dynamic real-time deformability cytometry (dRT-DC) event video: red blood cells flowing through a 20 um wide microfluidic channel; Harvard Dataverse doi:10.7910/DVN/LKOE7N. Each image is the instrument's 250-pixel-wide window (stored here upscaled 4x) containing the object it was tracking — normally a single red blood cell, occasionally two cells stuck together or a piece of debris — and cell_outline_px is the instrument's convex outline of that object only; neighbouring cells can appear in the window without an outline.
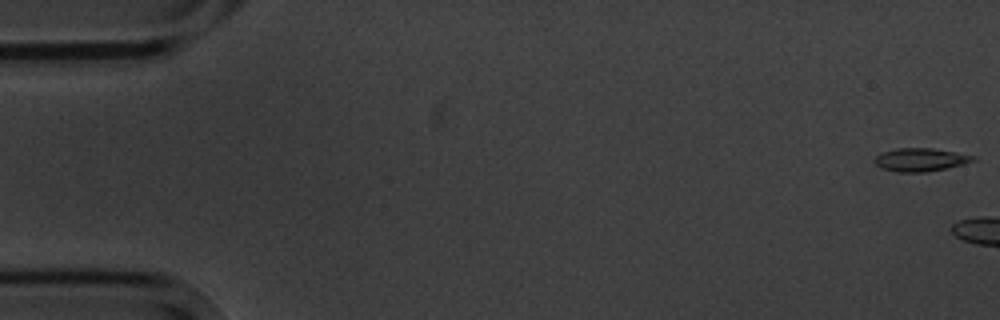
{"species": "common noctule bat (a hibernating species)", "species_latin": "Nyctalus noctula", "temperature_condition": "cold", "stored_images_in_passage": 7, "camera_frame_rate_fps": 3000, "um_per_image_px": 0.085, "animal": {"sex": "male", "body_mass_g": 20.1, "forearm_length_mm": 53.5}, "frame": {"image": 1, "passage_image": 1, "time_ms": 0.0, "image_size_px": [1000, 320], "cell_outline_px": [[976, 160], [964, 164], [924, 172], [896, 172], [880, 168], [872, 160], [880, 152], [896, 148], [932, 148], [956, 152], [976, 156]], "centroid_in_image_um": [78.2, 13.57], "position_along_channel_um": 6.8, "area_um2": 13.41}}
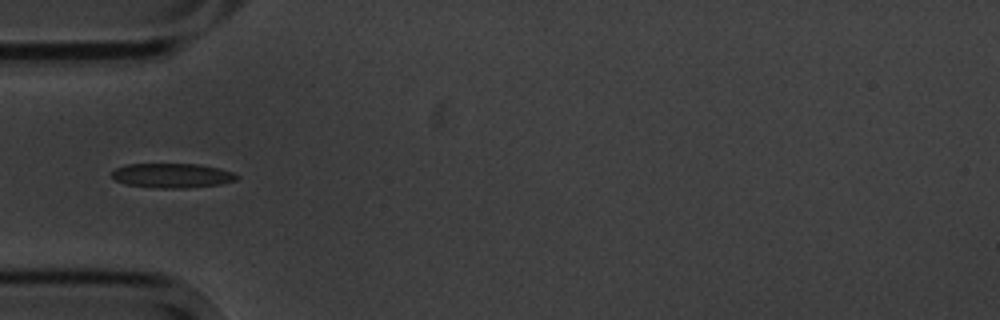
{"frame": {"image": 2, "passage_image": 7, "time_ms": 7.0, "image_size_px": [1000, 320], "cell_outline_px": [[240, 176], [236, 180], [220, 184], [184, 188], [156, 188], [128, 184], [116, 180], [112, 176], [112, 172], [116, 168], [124, 164], [200, 164], [220, 168], [232, 172]], "centroid_in_image_um": [14.66, 14.91], "position_along_channel_um": 70.3, "area_um2": 17.8}}